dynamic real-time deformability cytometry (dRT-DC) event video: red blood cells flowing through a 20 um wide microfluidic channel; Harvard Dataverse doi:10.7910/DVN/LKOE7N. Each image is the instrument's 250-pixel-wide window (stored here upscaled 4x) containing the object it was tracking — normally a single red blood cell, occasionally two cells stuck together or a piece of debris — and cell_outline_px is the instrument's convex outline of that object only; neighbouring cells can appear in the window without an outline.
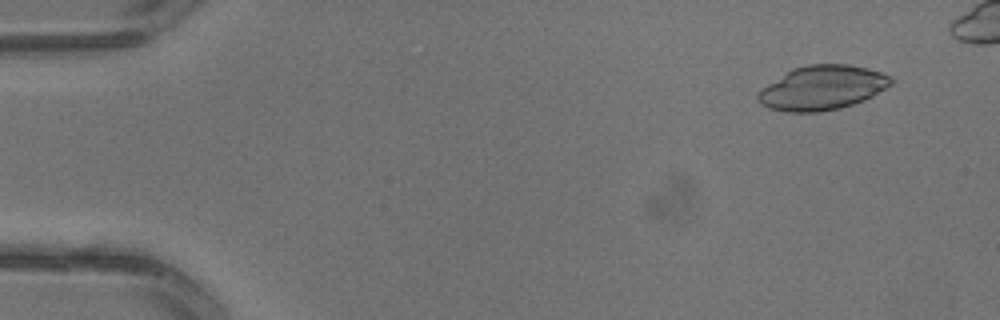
{"species": "common noctule bat (a hibernating species)", "species_latin": "Nyctalus noctula", "temperature_condition": "warm", "stored_images_in_passage": 4, "segment_of_instrument_passage": [2, 2], "camera_frame_rate_fps": 3000, "um_per_image_px": 0.085, "animal": {"sex": "male", "body_mass_g": 13.3}, "frame": {"image": 1, "passage_image": 4, "time_ms": 1.0, "image_size_px": [1000, 320], "cell_outline_px": [[896, 80], [892, 84], [872, 96], [864, 100], [840, 108], [820, 112], [784, 112], [768, 108], [760, 104], [756, 96], [760, 88], [792, 68], [808, 64], [848, 64], [868, 68], [892, 76]], "centroid_in_image_um": [69.87, 7.46], "position_along_channel_um": 15.1, "area_um2": 34.74}}